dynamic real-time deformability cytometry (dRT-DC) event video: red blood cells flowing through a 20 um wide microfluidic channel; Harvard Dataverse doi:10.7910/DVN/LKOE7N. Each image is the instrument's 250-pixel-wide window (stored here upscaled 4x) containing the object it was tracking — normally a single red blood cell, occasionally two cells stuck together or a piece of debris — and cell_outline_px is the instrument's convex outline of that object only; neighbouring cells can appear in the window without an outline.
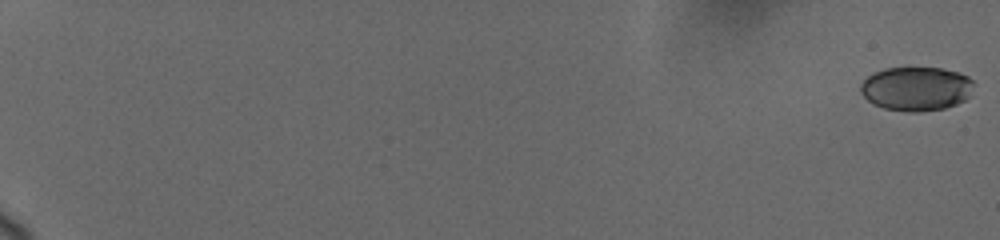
{"species": "human", "species_latin": "Homo sapiens", "temperature_condition": "cold", "stored_images_in_passage": 31, "camera_frame_rate_fps": 3000, "um_per_image_px": 0.085, "donor": {"sex": "female"}, "frame": {"image": 1, "passage_image": 1, "time_ms": 0.0, "image_size_px": [1000, 240], "cell_outline_px": [[976, 84], [968, 96], [964, 100], [956, 104], [944, 108], [920, 112], [908, 112], [884, 108], [872, 104], [860, 92], [860, 84], [872, 72], [884, 68], [940, 68], [960, 72], [968, 76]], "centroid_in_image_um": [77.88, 7.53], "position_along_channel_um": 7.1, "area_um2": 29.3}}
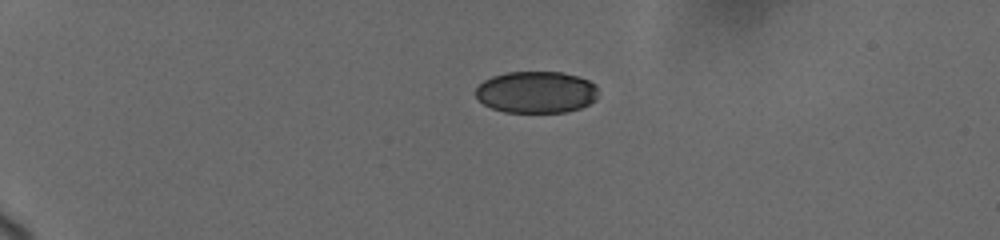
{"frame": {"image": 2, "passage_image": 18, "time_ms": 5.333, "image_size_px": [1000, 240], "cell_outline_px": [[596, 100], [580, 108], [564, 112], [504, 112], [492, 108], [484, 104], [476, 96], [476, 88], [484, 80], [492, 76], [508, 72], [560, 72], [576, 76], [588, 80], [596, 84]], "centroid_in_image_um": [45.57, 7.83], "position_along_channel_um": 39.4, "area_um2": 29.71}}
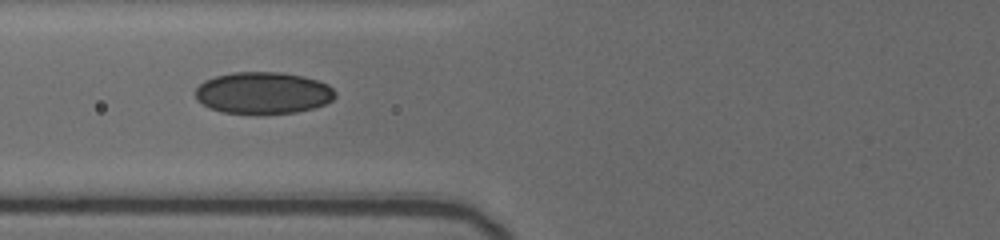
{"frame": {"image": 3, "passage_image": 30, "time_ms": 9.0, "image_size_px": [1000, 240], "cell_outline_px": [[336, 96], [332, 100], [324, 104], [312, 108], [296, 112], [264, 116], [260, 116], [220, 112], [208, 108], [196, 100], [196, 88], [204, 80], [216, 76], [232, 72], [280, 72], [304, 76], [328, 84], [336, 92]], "centroid_in_image_um": [22.34, 7.93], "position_along_channel_um": 103.5, "area_um2": 34.91}}